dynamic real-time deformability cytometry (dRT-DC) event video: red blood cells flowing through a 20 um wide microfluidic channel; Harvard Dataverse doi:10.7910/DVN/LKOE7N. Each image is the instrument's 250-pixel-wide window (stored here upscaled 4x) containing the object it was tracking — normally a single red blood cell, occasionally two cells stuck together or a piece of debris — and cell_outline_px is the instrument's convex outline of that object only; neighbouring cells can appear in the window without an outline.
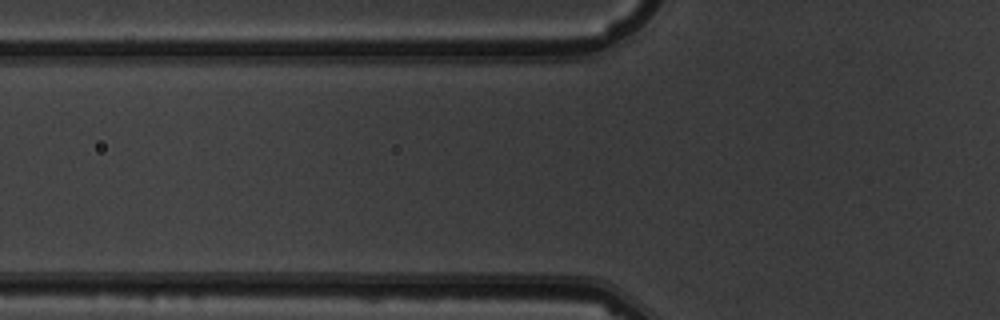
{"species": "common noctule bat (a hibernating species)", "species_latin": "Nyctalus noctula", "temperature_condition": "warm", "stored_images_in_passage": 4, "camera_frame_rate_fps": 3000, "um_per_image_px": 0.085, "animal": {"sex": "male", "body_mass_g": 19.5, "forearm_length_mm": 54.6}, "frame": {"image": 1, "passage_image": 4, "time_ms": 3.667, "image_size_px": [1000, 320], "cell_outline_px": [[516, 236], [508, 244], [496, 248], [420, 248], [412, 244], [416, 232], [420, 228], [468, 228], [508, 232]], "centroid_in_image_um": [39.17, 20.26], "position_along_channel_um": 86.6, "area_um2": 13.01}}